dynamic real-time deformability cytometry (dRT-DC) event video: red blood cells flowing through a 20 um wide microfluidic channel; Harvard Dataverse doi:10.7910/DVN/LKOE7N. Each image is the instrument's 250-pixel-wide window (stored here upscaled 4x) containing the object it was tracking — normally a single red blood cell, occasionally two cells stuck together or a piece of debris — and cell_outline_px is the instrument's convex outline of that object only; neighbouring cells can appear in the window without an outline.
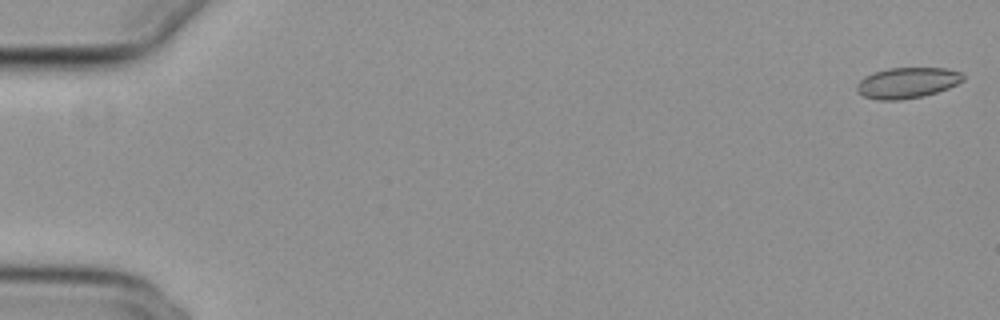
{"species": "common noctule bat (a hibernating species)", "species_latin": "Nyctalus noctula", "temperature_condition": "cold", "stored_images_in_passage": 54, "camera_frame_rate_fps": 3000, "um_per_image_px": 0.085, "animal": {"sex": "female", "body_mass_g": 29.2, "forearm_length_mm": 56.3}, "frame": {"image": 1, "passage_image": 1, "time_ms": 0.0, "image_size_px": [1000, 320], "cell_outline_px": [[964, 80], [948, 88], [924, 96], [900, 100], [876, 100], [864, 96], [856, 92], [856, 84], [864, 76], [872, 72], [888, 68], [948, 68], [960, 72], [964, 76]], "centroid_in_image_um": [77.08, 7.04], "position_along_channel_um": 7.9, "area_um2": 19.25}}
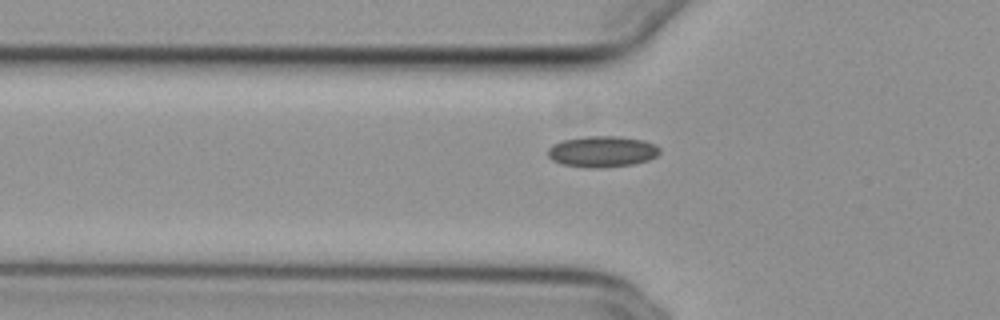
{"frame": {"image": 2, "passage_image": 19, "time_ms": 6.0, "image_size_px": [1000, 320], "cell_outline_px": [[660, 152], [656, 156], [648, 160], [632, 164], [600, 168], [592, 168], [560, 164], [552, 160], [548, 156], [548, 148], [552, 144], [560, 140], [588, 136], [620, 136], [644, 140], [656, 144], [660, 148]], "centroid_in_image_um": [51.17, 12.87], "position_along_channel_um": 74.6, "area_um2": 20.46}}
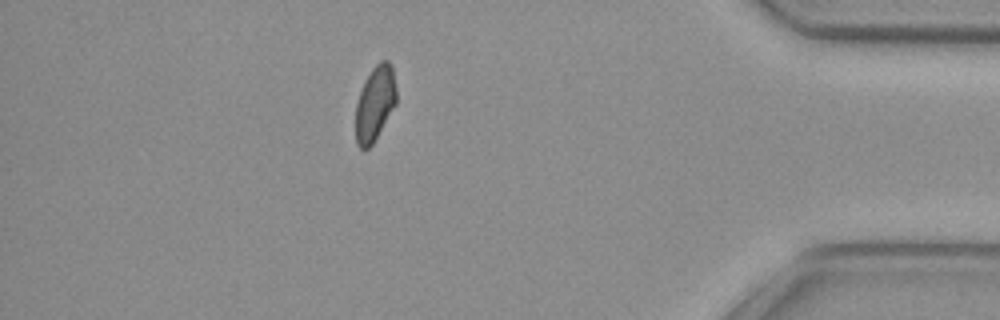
{"frame": {"image": 3, "passage_image": 48, "time_ms": 15.667, "image_size_px": [1000, 320], "cell_outline_px": [[396, 104], [372, 144], [368, 148], [360, 148], [356, 144], [356, 104], [364, 80], [372, 68], [380, 60], [388, 60], [392, 64], [396, 88]], "centroid_in_image_um": [31.88, 8.75], "position_along_channel_um": 403.3, "area_um2": 17.74}, "authors_computed_cell_mechanics": {"area_um2": 19.1318, "velocity_mm_per_s": 3.8206, "shape_relaxation_time_tau1_ms": null, "shape_relaxation_time_tau2_ms": 3.6648, "deformation_change_tau1": null, "deformation_change_tau2": 0.0646}}